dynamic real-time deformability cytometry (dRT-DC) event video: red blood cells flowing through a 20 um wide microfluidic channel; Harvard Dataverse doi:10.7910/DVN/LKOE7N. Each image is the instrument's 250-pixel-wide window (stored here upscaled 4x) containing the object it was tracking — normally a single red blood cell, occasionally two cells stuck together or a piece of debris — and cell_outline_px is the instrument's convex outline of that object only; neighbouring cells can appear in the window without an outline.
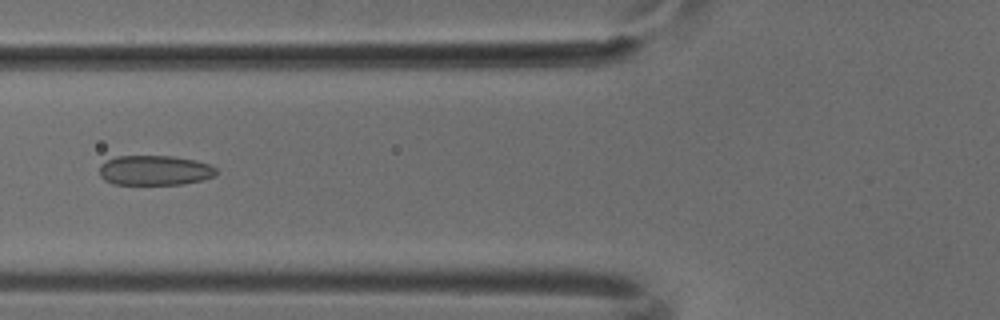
{"species": "common noctule bat (a hibernating species)", "species_latin": "Nyctalus noctula", "temperature_condition": "cold", "stored_images_in_passage": 8, "camera_frame_rate_fps": 3000, "um_per_image_px": 0.085, "animal": {"sex": "male", "body_mass_g": 18.8}, "frame": {"image": 1, "passage_image": 6, "time_ms": 1.667, "image_size_px": [1000, 320], "cell_outline_px": [[216, 176], [184, 184], [112, 184], [104, 180], [100, 176], [100, 164], [116, 156], [172, 156], [196, 160], [208, 164], [216, 168]], "centroid_in_image_um": [13.14, 14.48], "position_along_channel_um": 112.7, "area_um2": 20.35}}
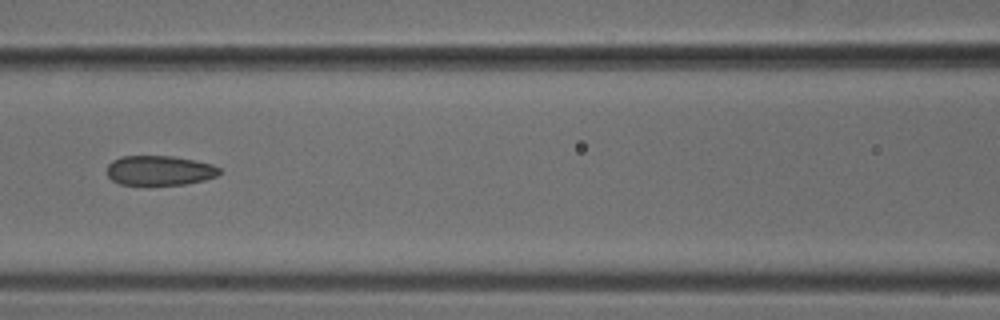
{"frame": {"image": 2, "passage_image": 7, "time_ms": 2.0, "image_size_px": [1000, 320], "cell_outline_px": [[220, 172], [216, 176], [204, 180], [184, 184], [120, 184], [112, 180], [108, 176], [108, 164], [112, 160], [120, 156], [172, 156], [196, 160], [212, 164], [220, 168]], "centroid_in_image_um": [13.56, 14.47], "position_along_channel_um": 153.0, "area_um2": 19.36}}
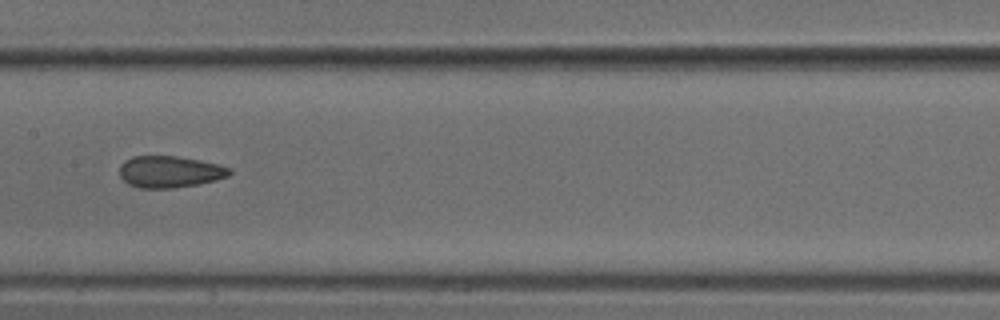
{"frame": {"image": 3, "passage_image": 8, "time_ms": 2.333, "image_size_px": [1000, 320], "cell_outline_px": [[232, 172], [228, 176], [216, 180], [200, 184], [172, 188], [140, 188], [128, 184], [120, 176], [120, 164], [124, 160], [132, 156], [176, 156], [200, 160], [232, 168]], "centroid_in_image_um": [14.43, 14.6], "position_along_channel_um": 193.0, "area_um2": 20.4}}